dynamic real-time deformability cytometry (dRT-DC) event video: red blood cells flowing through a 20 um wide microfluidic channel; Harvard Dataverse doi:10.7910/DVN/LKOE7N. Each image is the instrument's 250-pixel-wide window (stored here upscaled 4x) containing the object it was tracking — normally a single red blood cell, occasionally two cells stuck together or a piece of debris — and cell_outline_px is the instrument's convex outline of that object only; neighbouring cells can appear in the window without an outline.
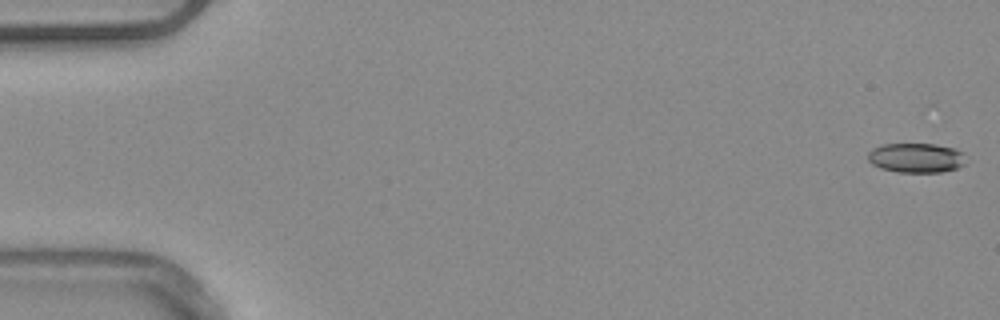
{"species": "common noctule bat (a hibernating species)", "species_latin": "Nyctalus noctula", "temperature_condition": "warm", "stored_images_in_passage": 15, "segment_of_instrument_passage": [1, 2], "camera_frame_rate_fps": 3000, "um_per_image_px": 0.085, "animal": {"sex": "male", "body_mass_g": 20.4}, "frame": {"image": 1, "passage_image": 1, "time_ms": 0.0, "image_size_px": [1000, 320], "cell_outline_px": [[964, 164], [956, 168], [940, 172], [896, 172], [880, 168], [872, 164], [868, 160], [868, 152], [872, 148], [880, 144], [936, 144], [956, 148], [964, 152]], "centroid_in_image_um": [77.85, 13.4], "position_along_channel_um": 7.1, "area_um2": 17.05}}
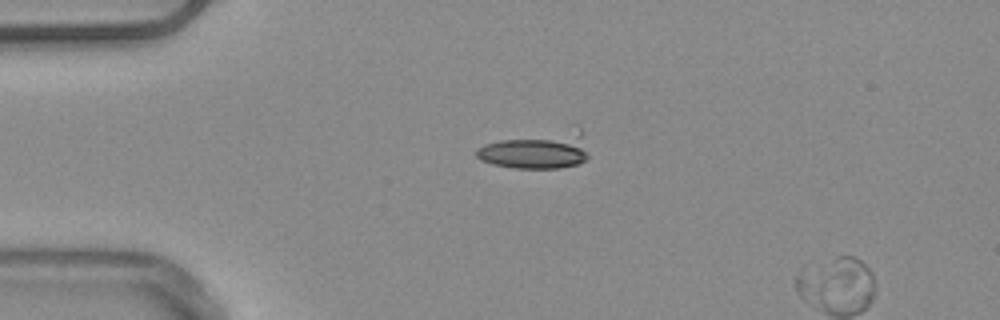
{"frame": {"image": 2, "passage_image": 13, "time_ms": 4.0, "image_size_px": [1000, 320], "cell_outline_px": [[588, 160], [576, 164], [560, 168], [512, 168], [492, 164], [480, 160], [476, 156], [476, 148], [484, 144], [500, 140], [580, 124], [588, 156]], "centroid_in_image_um": [45.7, 12.73], "position_along_channel_um": 39.3, "area_um2": 24.85}}